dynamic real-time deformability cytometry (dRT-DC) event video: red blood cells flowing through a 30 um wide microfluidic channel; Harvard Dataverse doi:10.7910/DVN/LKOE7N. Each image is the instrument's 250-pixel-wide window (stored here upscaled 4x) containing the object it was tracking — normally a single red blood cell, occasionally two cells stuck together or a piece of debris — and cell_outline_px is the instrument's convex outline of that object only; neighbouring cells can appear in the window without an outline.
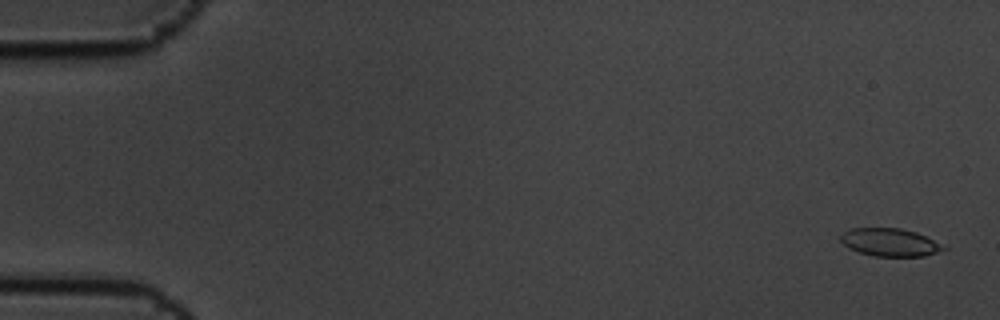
{"species": "common noctule bat (a hibernating species)", "species_latin": "Nyctalus noctula", "temperature_condition": "cold", "stored_images_in_passage": 6, "camera_frame_rate_fps": 3000, "um_per_image_px": 0.085, "animal": {"sex": "male", "body_mass_g": 19.5, "forearm_length_mm": 54.6}, "frame": {"image": 1, "passage_image": 1, "time_ms": 0.0, "image_size_px": [1000, 320], "cell_outline_px": [[948, 248], [924, 256], [876, 256], [860, 252], [848, 248], [840, 240], [840, 236], [844, 232], [852, 228], [900, 228], [916, 232]], "centroid_in_image_um": [75.61, 20.59], "position_along_channel_um": 9.4, "area_um2": 16.42}}
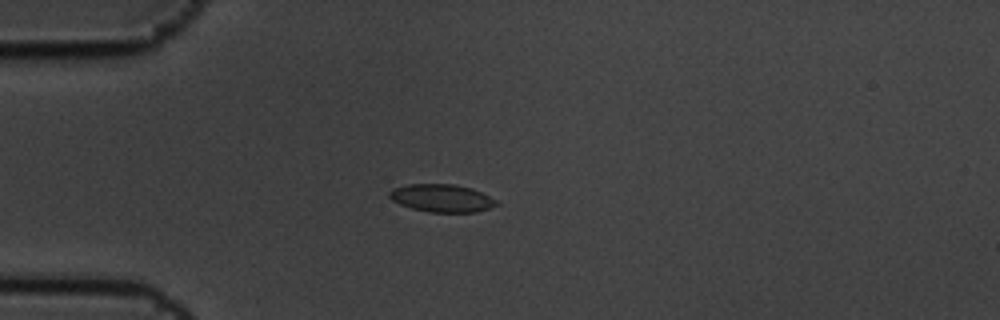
{"frame": {"image": 2, "passage_image": 5, "time_ms": 1.333, "image_size_px": [1000, 320], "cell_outline_px": [[500, 204], [476, 212], [428, 212], [412, 208], [400, 204], [392, 200], [388, 196], [388, 192], [392, 188], [408, 184], [456, 184], [472, 188], [500, 200]], "centroid_in_image_um": [37.58, 16.83], "position_along_channel_um": 47.4, "area_um2": 17.57}}